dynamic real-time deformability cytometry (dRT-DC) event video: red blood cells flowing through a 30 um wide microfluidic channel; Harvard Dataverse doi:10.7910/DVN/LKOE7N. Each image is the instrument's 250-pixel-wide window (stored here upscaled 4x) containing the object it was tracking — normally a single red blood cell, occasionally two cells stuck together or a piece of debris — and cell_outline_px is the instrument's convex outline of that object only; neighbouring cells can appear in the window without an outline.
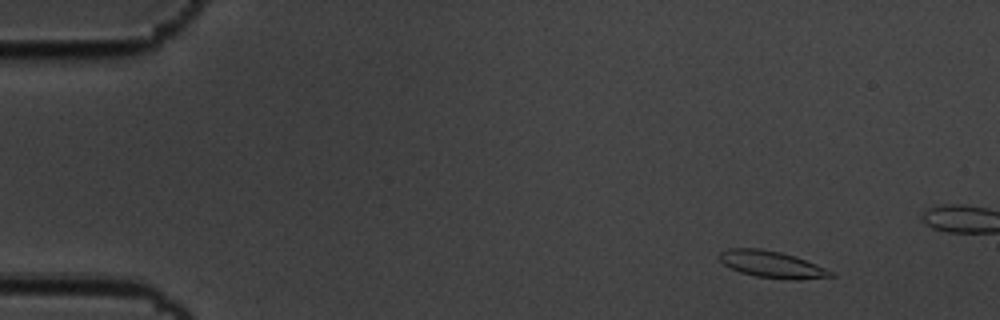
{"species": "common noctule bat (a hibernating species)", "species_latin": "Nyctalus noctula", "temperature_condition": "cold", "stored_images_in_passage": 17, "camera_frame_rate_fps": 3000, "um_per_image_px": 0.085, "animal": {"sex": "male", "body_mass_g": 19.5, "forearm_length_mm": 54.6}, "frame": {"image": 1, "passage_image": 6, "time_ms": 1.667, "image_size_px": [1000, 320], "cell_outline_px": [[836, 276], [796, 280], [792, 280], [756, 276], [740, 272], [724, 264], [720, 260], [720, 252], [728, 248], [760, 248], [780, 252], [796, 256], [836, 272]], "centroid_in_image_um": [65.66, 22.47], "position_along_channel_um": 19.3, "area_um2": 17.4}}